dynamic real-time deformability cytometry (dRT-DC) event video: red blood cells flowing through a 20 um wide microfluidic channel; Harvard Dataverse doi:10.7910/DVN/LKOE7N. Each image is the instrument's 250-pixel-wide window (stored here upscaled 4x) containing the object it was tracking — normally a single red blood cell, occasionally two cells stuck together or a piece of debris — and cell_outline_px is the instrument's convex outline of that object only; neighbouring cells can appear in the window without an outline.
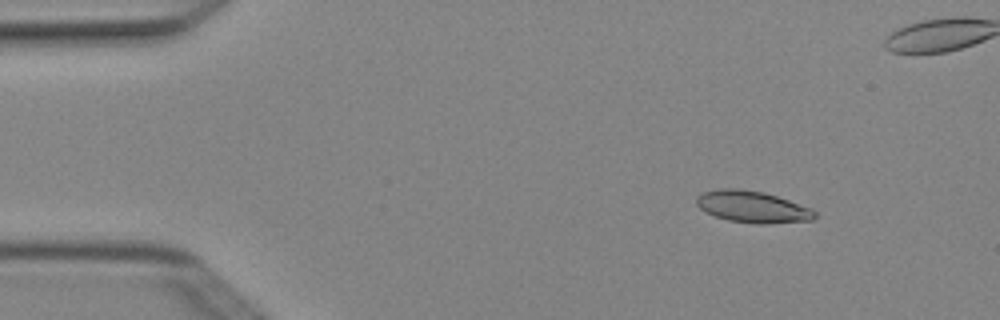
{"species": "Egyptian fruit bat (a non-hibernating species)", "species_latin": "Rousettus aegyptiacus", "temperature_condition": "cold", "stored_images_in_passage": 5, "camera_frame_rate_fps": 3000, "um_per_image_px": 0.085, "animal": {"sex": "female"}, "frame": {"image": 1, "passage_image": 2, "time_ms": 0.333, "image_size_px": [1000, 320], "cell_outline_px": [[816, 216], [812, 220], [768, 224], [756, 224], [728, 220], [704, 212], [696, 204], [696, 196], [700, 192], [720, 188], [736, 188], [764, 192], [812, 208], [816, 212]], "centroid_in_image_um": [63.93, 17.57], "position_along_channel_um": 21.1, "area_um2": 22.02}}
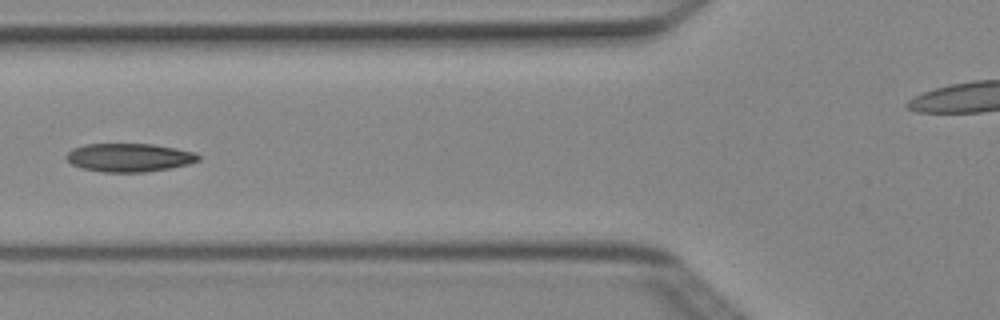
{"frame": {"image": 2, "passage_image": 5, "time_ms": 1.333, "image_size_px": [1000, 320], "cell_outline_px": [[200, 160], [188, 164], [168, 168], [144, 172], [104, 172], [84, 168], [72, 164], [64, 156], [72, 148], [84, 144], [152, 144], [176, 148], [196, 152], [200, 156]], "centroid_in_image_um": [10.99, 13.38], "position_along_channel_um": 114.8, "area_um2": 21.79}}